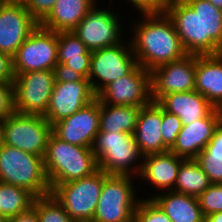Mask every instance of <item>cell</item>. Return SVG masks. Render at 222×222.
<instances>
[{
	"instance_id": "obj_1",
	"label": "cell",
	"mask_w": 222,
	"mask_h": 222,
	"mask_svg": "<svg viewBox=\"0 0 222 222\" xmlns=\"http://www.w3.org/2000/svg\"><path fill=\"white\" fill-rule=\"evenodd\" d=\"M142 17L141 22L134 24L133 39L130 40L140 66L151 72L188 54L166 13L143 14Z\"/></svg>"
},
{
	"instance_id": "obj_2",
	"label": "cell",
	"mask_w": 222,
	"mask_h": 222,
	"mask_svg": "<svg viewBox=\"0 0 222 222\" xmlns=\"http://www.w3.org/2000/svg\"><path fill=\"white\" fill-rule=\"evenodd\" d=\"M50 187L89 176L98 170V162L90 147L69 144L53 133L43 157Z\"/></svg>"
},
{
	"instance_id": "obj_3",
	"label": "cell",
	"mask_w": 222,
	"mask_h": 222,
	"mask_svg": "<svg viewBox=\"0 0 222 222\" xmlns=\"http://www.w3.org/2000/svg\"><path fill=\"white\" fill-rule=\"evenodd\" d=\"M0 181L29 190L36 197L51 194L41 156L0 144Z\"/></svg>"
},
{
	"instance_id": "obj_4",
	"label": "cell",
	"mask_w": 222,
	"mask_h": 222,
	"mask_svg": "<svg viewBox=\"0 0 222 222\" xmlns=\"http://www.w3.org/2000/svg\"><path fill=\"white\" fill-rule=\"evenodd\" d=\"M92 150L98 162V169L103 172L131 176H133L132 172L140 174L142 162L136 166V160L143 155L133 134L98 132Z\"/></svg>"
},
{
	"instance_id": "obj_5",
	"label": "cell",
	"mask_w": 222,
	"mask_h": 222,
	"mask_svg": "<svg viewBox=\"0 0 222 222\" xmlns=\"http://www.w3.org/2000/svg\"><path fill=\"white\" fill-rule=\"evenodd\" d=\"M103 184L104 172L98 169L79 180L53 185L51 194L75 222H92Z\"/></svg>"
},
{
	"instance_id": "obj_6",
	"label": "cell",
	"mask_w": 222,
	"mask_h": 222,
	"mask_svg": "<svg viewBox=\"0 0 222 222\" xmlns=\"http://www.w3.org/2000/svg\"><path fill=\"white\" fill-rule=\"evenodd\" d=\"M131 178L104 172V184L92 222H134L139 199L135 197Z\"/></svg>"
},
{
	"instance_id": "obj_7",
	"label": "cell",
	"mask_w": 222,
	"mask_h": 222,
	"mask_svg": "<svg viewBox=\"0 0 222 222\" xmlns=\"http://www.w3.org/2000/svg\"><path fill=\"white\" fill-rule=\"evenodd\" d=\"M52 125L42 115L15 112L5 119L2 144L44 157Z\"/></svg>"
},
{
	"instance_id": "obj_8",
	"label": "cell",
	"mask_w": 222,
	"mask_h": 222,
	"mask_svg": "<svg viewBox=\"0 0 222 222\" xmlns=\"http://www.w3.org/2000/svg\"><path fill=\"white\" fill-rule=\"evenodd\" d=\"M58 32L40 25L27 37L12 57L14 74L54 70L58 63Z\"/></svg>"
},
{
	"instance_id": "obj_9",
	"label": "cell",
	"mask_w": 222,
	"mask_h": 222,
	"mask_svg": "<svg viewBox=\"0 0 222 222\" xmlns=\"http://www.w3.org/2000/svg\"><path fill=\"white\" fill-rule=\"evenodd\" d=\"M138 65L131 43L104 47L92 51L88 79L97 96L108 84L129 74ZM99 83L97 84L95 82ZM101 82V83H100Z\"/></svg>"
},
{
	"instance_id": "obj_10",
	"label": "cell",
	"mask_w": 222,
	"mask_h": 222,
	"mask_svg": "<svg viewBox=\"0 0 222 222\" xmlns=\"http://www.w3.org/2000/svg\"><path fill=\"white\" fill-rule=\"evenodd\" d=\"M15 109L20 114L47 113L55 83L54 70L14 74Z\"/></svg>"
},
{
	"instance_id": "obj_11",
	"label": "cell",
	"mask_w": 222,
	"mask_h": 222,
	"mask_svg": "<svg viewBox=\"0 0 222 222\" xmlns=\"http://www.w3.org/2000/svg\"><path fill=\"white\" fill-rule=\"evenodd\" d=\"M96 98L104 104L142 108L152 101L150 71L138 64L129 74L108 84Z\"/></svg>"
},
{
	"instance_id": "obj_12",
	"label": "cell",
	"mask_w": 222,
	"mask_h": 222,
	"mask_svg": "<svg viewBox=\"0 0 222 222\" xmlns=\"http://www.w3.org/2000/svg\"><path fill=\"white\" fill-rule=\"evenodd\" d=\"M95 5L72 30L90 51L110 47L122 42L121 28L117 13L97 9Z\"/></svg>"
},
{
	"instance_id": "obj_13",
	"label": "cell",
	"mask_w": 222,
	"mask_h": 222,
	"mask_svg": "<svg viewBox=\"0 0 222 222\" xmlns=\"http://www.w3.org/2000/svg\"><path fill=\"white\" fill-rule=\"evenodd\" d=\"M196 55L187 54L183 58L162 64L151 74V98L157 102L162 96L174 92L195 89Z\"/></svg>"
},
{
	"instance_id": "obj_14",
	"label": "cell",
	"mask_w": 222,
	"mask_h": 222,
	"mask_svg": "<svg viewBox=\"0 0 222 222\" xmlns=\"http://www.w3.org/2000/svg\"><path fill=\"white\" fill-rule=\"evenodd\" d=\"M100 101L91 103L52 125V133L69 144L92 148L99 132Z\"/></svg>"
},
{
	"instance_id": "obj_15",
	"label": "cell",
	"mask_w": 222,
	"mask_h": 222,
	"mask_svg": "<svg viewBox=\"0 0 222 222\" xmlns=\"http://www.w3.org/2000/svg\"><path fill=\"white\" fill-rule=\"evenodd\" d=\"M38 25L24 3L0 2V52L13 57Z\"/></svg>"
},
{
	"instance_id": "obj_16",
	"label": "cell",
	"mask_w": 222,
	"mask_h": 222,
	"mask_svg": "<svg viewBox=\"0 0 222 222\" xmlns=\"http://www.w3.org/2000/svg\"><path fill=\"white\" fill-rule=\"evenodd\" d=\"M96 99L90 81L55 82L44 117L51 125L71 116Z\"/></svg>"
},
{
	"instance_id": "obj_17",
	"label": "cell",
	"mask_w": 222,
	"mask_h": 222,
	"mask_svg": "<svg viewBox=\"0 0 222 222\" xmlns=\"http://www.w3.org/2000/svg\"><path fill=\"white\" fill-rule=\"evenodd\" d=\"M221 122L222 109L214 108L206 117L183 125L169 151L184 159H195L210 142Z\"/></svg>"
},
{
	"instance_id": "obj_18",
	"label": "cell",
	"mask_w": 222,
	"mask_h": 222,
	"mask_svg": "<svg viewBox=\"0 0 222 222\" xmlns=\"http://www.w3.org/2000/svg\"><path fill=\"white\" fill-rule=\"evenodd\" d=\"M165 13L174 24L181 43L188 54L202 55L201 16L183 0H171Z\"/></svg>"
},
{
	"instance_id": "obj_19",
	"label": "cell",
	"mask_w": 222,
	"mask_h": 222,
	"mask_svg": "<svg viewBox=\"0 0 222 222\" xmlns=\"http://www.w3.org/2000/svg\"><path fill=\"white\" fill-rule=\"evenodd\" d=\"M161 124L162 107L157 102L151 101L140 109L133 135L143 156L169 151L163 143Z\"/></svg>"
},
{
	"instance_id": "obj_20",
	"label": "cell",
	"mask_w": 222,
	"mask_h": 222,
	"mask_svg": "<svg viewBox=\"0 0 222 222\" xmlns=\"http://www.w3.org/2000/svg\"><path fill=\"white\" fill-rule=\"evenodd\" d=\"M194 90L222 109V53L196 55Z\"/></svg>"
},
{
	"instance_id": "obj_21",
	"label": "cell",
	"mask_w": 222,
	"mask_h": 222,
	"mask_svg": "<svg viewBox=\"0 0 222 222\" xmlns=\"http://www.w3.org/2000/svg\"><path fill=\"white\" fill-rule=\"evenodd\" d=\"M157 103L163 110L178 116L182 125H188L206 117L215 108L195 90L166 94Z\"/></svg>"
},
{
	"instance_id": "obj_22",
	"label": "cell",
	"mask_w": 222,
	"mask_h": 222,
	"mask_svg": "<svg viewBox=\"0 0 222 222\" xmlns=\"http://www.w3.org/2000/svg\"><path fill=\"white\" fill-rule=\"evenodd\" d=\"M142 158V168L137 176L160 189L174 190L178 171L184 158L178 157L170 151L148 154Z\"/></svg>"
},
{
	"instance_id": "obj_23",
	"label": "cell",
	"mask_w": 222,
	"mask_h": 222,
	"mask_svg": "<svg viewBox=\"0 0 222 222\" xmlns=\"http://www.w3.org/2000/svg\"><path fill=\"white\" fill-rule=\"evenodd\" d=\"M201 16L202 55L222 53V10L208 0H183Z\"/></svg>"
},
{
	"instance_id": "obj_24",
	"label": "cell",
	"mask_w": 222,
	"mask_h": 222,
	"mask_svg": "<svg viewBox=\"0 0 222 222\" xmlns=\"http://www.w3.org/2000/svg\"><path fill=\"white\" fill-rule=\"evenodd\" d=\"M95 0H56L53 9L39 24L44 29L72 31L96 5Z\"/></svg>"
},
{
	"instance_id": "obj_25",
	"label": "cell",
	"mask_w": 222,
	"mask_h": 222,
	"mask_svg": "<svg viewBox=\"0 0 222 222\" xmlns=\"http://www.w3.org/2000/svg\"><path fill=\"white\" fill-rule=\"evenodd\" d=\"M172 222H205L198 197L167 191L150 197Z\"/></svg>"
},
{
	"instance_id": "obj_26",
	"label": "cell",
	"mask_w": 222,
	"mask_h": 222,
	"mask_svg": "<svg viewBox=\"0 0 222 222\" xmlns=\"http://www.w3.org/2000/svg\"><path fill=\"white\" fill-rule=\"evenodd\" d=\"M58 63L65 64L88 79L92 51L73 31L58 32Z\"/></svg>"
},
{
	"instance_id": "obj_27",
	"label": "cell",
	"mask_w": 222,
	"mask_h": 222,
	"mask_svg": "<svg viewBox=\"0 0 222 222\" xmlns=\"http://www.w3.org/2000/svg\"><path fill=\"white\" fill-rule=\"evenodd\" d=\"M141 107L109 105L100 102L99 132L133 134Z\"/></svg>"
},
{
	"instance_id": "obj_28",
	"label": "cell",
	"mask_w": 222,
	"mask_h": 222,
	"mask_svg": "<svg viewBox=\"0 0 222 222\" xmlns=\"http://www.w3.org/2000/svg\"><path fill=\"white\" fill-rule=\"evenodd\" d=\"M211 184L208 175L195 159H184L181 162L173 191L198 197Z\"/></svg>"
},
{
	"instance_id": "obj_29",
	"label": "cell",
	"mask_w": 222,
	"mask_h": 222,
	"mask_svg": "<svg viewBox=\"0 0 222 222\" xmlns=\"http://www.w3.org/2000/svg\"><path fill=\"white\" fill-rule=\"evenodd\" d=\"M35 198L36 196L25 188L0 181V213L6 218L29 210Z\"/></svg>"
},
{
	"instance_id": "obj_30",
	"label": "cell",
	"mask_w": 222,
	"mask_h": 222,
	"mask_svg": "<svg viewBox=\"0 0 222 222\" xmlns=\"http://www.w3.org/2000/svg\"><path fill=\"white\" fill-rule=\"evenodd\" d=\"M32 207L39 222H75L52 194L36 197Z\"/></svg>"
},
{
	"instance_id": "obj_31",
	"label": "cell",
	"mask_w": 222,
	"mask_h": 222,
	"mask_svg": "<svg viewBox=\"0 0 222 222\" xmlns=\"http://www.w3.org/2000/svg\"><path fill=\"white\" fill-rule=\"evenodd\" d=\"M195 160L208 175L211 183L222 184V151L202 150Z\"/></svg>"
},
{
	"instance_id": "obj_32",
	"label": "cell",
	"mask_w": 222,
	"mask_h": 222,
	"mask_svg": "<svg viewBox=\"0 0 222 222\" xmlns=\"http://www.w3.org/2000/svg\"><path fill=\"white\" fill-rule=\"evenodd\" d=\"M134 222H172L164 211L152 200H140L134 214Z\"/></svg>"
},
{
	"instance_id": "obj_33",
	"label": "cell",
	"mask_w": 222,
	"mask_h": 222,
	"mask_svg": "<svg viewBox=\"0 0 222 222\" xmlns=\"http://www.w3.org/2000/svg\"><path fill=\"white\" fill-rule=\"evenodd\" d=\"M198 200L205 218L208 215L222 212V184L212 183L198 196Z\"/></svg>"
},
{
	"instance_id": "obj_34",
	"label": "cell",
	"mask_w": 222,
	"mask_h": 222,
	"mask_svg": "<svg viewBox=\"0 0 222 222\" xmlns=\"http://www.w3.org/2000/svg\"><path fill=\"white\" fill-rule=\"evenodd\" d=\"M181 120L178 116L168 113L162 109L161 135L163 143L170 149L182 128Z\"/></svg>"
},
{
	"instance_id": "obj_35",
	"label": "cell",
	"mask_w": 222,
	"mask_h": 222,
	"mask_svg": "<svg viewBox=\"0 0 222 222\" xmlns=\"http://www.w3.org/2000/svg\"><path fill=\"white\" fill-rule=\"evenodd\" d=\"M15 112L13 82H0V117L7 119Z\"/></svg>"
},
{
	"instance_id": "obj_36",
	"label": "cell",
	"mask_w": 222,
	"mask_h": 222,
	"mask_svg": "<svg viewBox=\"0 0 222 222\" xmlns=\"http://www.w3.org/2000/svg\"><path fill=\"white\" fill-rule=\"evenodd\" d=\"M56 0H25L24 5L31 16L40 24L53 9Z\"/></svg>"
},
{
	"instance_id": "obj_37",
	"label": "cell",
	"mask_w": 222,
	"mask_h": 222,
	"mask_svg": "<svg viewBox=\"0 0 222 222\" xmlns=\"http://www.w3.org/2000/svg\"><path fill=\"white\" fill-rule=\"evenodd\" d=\"M140 13H165L170 0H129Z\"/></svg>"
},
{
	"instance_id": "obj_38",
	"label": "cell",
	"mask_w": 222,
	"mask_h": 222,
	"mask_svg": "<svg viewBox=\"0 0 222 222\" xmlns=\"http://www.w3.org/2000/svg\"><path fill=\"white\" fill-rule=\"evenodd\" d=\"M55 82L89 81L82 74L62 63H57L54 68Z\"/></svg>"
},
{
	"instance_id": "obj_39",
	"label": "cell",
	"mask_w": 222,
	"mask_h": 222,
	"mask_svg": "<svg viewBox=\"0 0 222 222\" xmlns=\"http://www.w3.org/2000/svg\"><path fill=\"white\" fill-rule=\"evenodd\" d=\"M14 77L12 57L0 52V82H13Z\"/></svg>"
},
{
	"instance_id": "obj_40",
	"label": "cell",
	"mask_w": 222,
	"mask_h": 222,
	"mask_svg": "<svg viewBox=\"0 0 222 222\" xmlns=\"http://www.w3.org/2000/svg\"><path fill=\"white\" fill-rule=\"evenodd\" d=\"M6 222H39V217L37 211L33 207H31L25 212L7 218Z\"/></svg>"
},
{
	"instance_id": "obj_41",
	"label": "cell",
	"mask_w": 222,
	"mask_h": 222,
	"mask_svg": "<svg viewBox=\"0 0 222 222\" xmlns=\"http://www.w3.org/2000/svg\"><path fill=\"white\" fill-rule=\"evenodd\" d=\"M203 150H220L222 151V122L215 129L214 135L210 142Z\"/></svg>"
},
{
	"instance_id": "obj_42",
	"label": "cell",
	"mask_w": 222,
	"mask_h": 222,
	"mask_svg": "<svg viewBox=\"0 0 222 222\" xmlns=\"http://www.w3.org/2000/svg\"><path fill=\"white\" fill-rule=\"evenodd\" d=\"M205 222H222V212L208 215L205 219Z\"/></svg>"
},
{
	"instance_id": "obj_43",
	"label": "cell",
	"mask_w": 222,
	"mask_h": 222,
	"mask_svg": "<svg viewBox=\"0 0 222 222\" xmlns=\"http://www.w3.org/2000/svg\"><path fill=\"white\" fill-rule=\"evenodd\" d=\"M5 119L0 117V144L3 140V126H4Z\"/></svg>"
},
{
	"instance_id": "obj_44",
	"label": "cell",
	"mask_w": 222,
	"mask_h": 222,
	"mask_svg": "<svg viewBox=\"0 0 222 222\" xmlns=\"http://www.w3.org/2000/svg\"><path fill=\"white\" fill-rule=\"evenodd\" d=\"M208 1L218 9L222 10V0H208Z\"/></svg>"
},
{
	"instance_id": "obj_45",
	"label": "cell",
	"mask_w": 222,
	"mask_h": 222,
	"mask_svg": "<svg viewBox=\"0 0 222 222\" xmlns=\"http://www.w3.org/2000/svg\"><path fill=\"white\" fill-rule=\"evenodd\" d=\"M25 0H0L2 3H24Z\"/></svg>"
},
{
	"instance_id": "obj_46",
	"label": "cell",
	"mask_w": 222,
	"mask_h": 222,
	"mask_svg": "<svg viewBox=\"0 0 222 222\" xmlns=\"http://www.w3.org/2000/svg\"><path fill=\"white\" fill-rule=\"evenodd\" d=\"M7 218L0 213V222H6Z\"/></svg>"
}]
</instances>
